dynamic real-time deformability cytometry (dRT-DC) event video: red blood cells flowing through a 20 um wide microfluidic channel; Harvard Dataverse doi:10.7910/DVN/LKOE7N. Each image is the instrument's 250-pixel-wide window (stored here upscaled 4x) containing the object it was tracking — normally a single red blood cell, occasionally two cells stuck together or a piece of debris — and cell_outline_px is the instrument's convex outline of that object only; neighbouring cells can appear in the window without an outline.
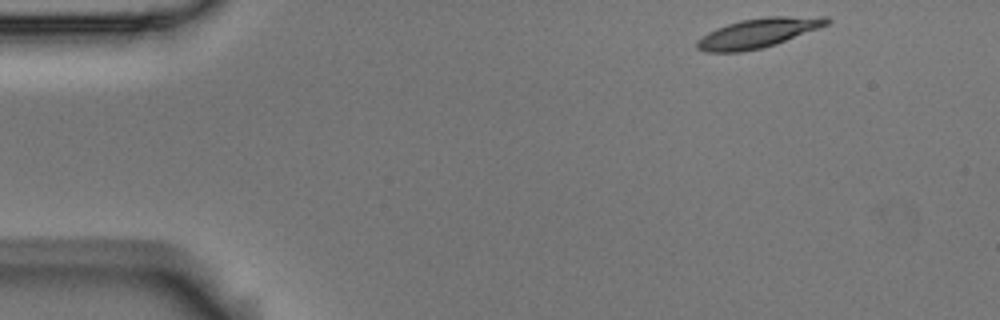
{"species": "Egyptian fruit bat (a non-hibernating species)", "species_latin": "Rousettus aegyptiacus", "temperature_condition": "room temperature", "stored_images_in_passage": 5, "camera_frame_rate_fps": 3000, "um_per_image_px": 0.085, "animal": {"sex": "male"}, "frame": {"image": 1, "passage_image": 1, "time_ms": 0.0, "image_size_px": [1000, 320], "cell_outline_px": [[832, 20], [828, 24], [776, 44], [760, 48], [740, 52], [704, 52], [696, 48], [696, 40], [708, 32], [716, 28], [740, 20], [764, 16], [828, 16]], "centroid_in_image_um": [64.43, 2.79], "position_along_channel_um": 20.6, "area_um2": 22.31}}
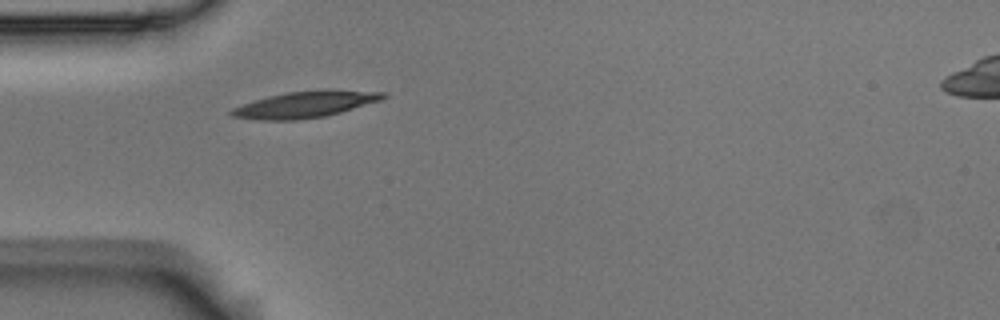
{"frame": {"image": 2, "passage_image": 4, "time_ms": 1.0, "image_size_px": [1000, 320], "cell_outline_px": [[388, 96], [380, 100], [340, 112], [324, 116], [296, 120], [260, 120], [232, 116], [228, 112], [232, 108], [268, 96], [288, 92], [324, 88], [332, 88], [388, 92]], "centroid_in_image_um": [26.01, 8.84], "position_along_channel_um": 59.0, "area_um2": 23.52}}